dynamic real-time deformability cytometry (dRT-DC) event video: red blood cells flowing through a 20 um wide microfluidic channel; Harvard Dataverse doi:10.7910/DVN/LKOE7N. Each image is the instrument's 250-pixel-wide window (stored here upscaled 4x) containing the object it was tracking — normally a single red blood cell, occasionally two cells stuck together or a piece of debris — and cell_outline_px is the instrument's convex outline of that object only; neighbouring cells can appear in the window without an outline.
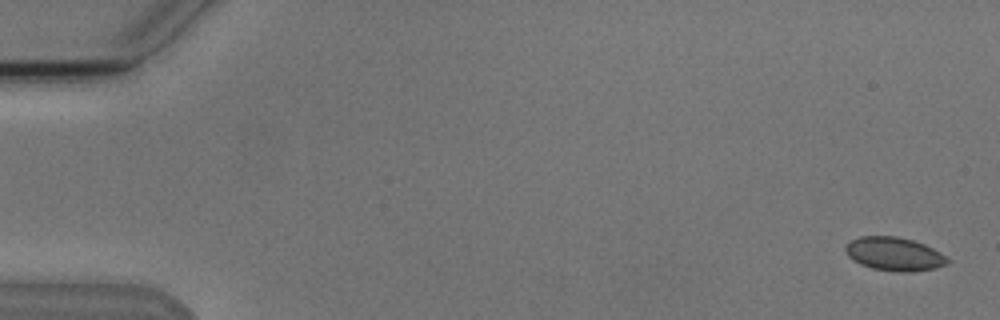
{"species": "Egyptian fruit bat (a non-hibernating species)", "species_latin": "Rousettus aegyptiacus", "temperature_condition": "cold", "stored_images_in_passage": 6, "camera_frame_rate_fps": 3000, "um_per_image_px": 0.085, "animal": {"sex": "male"}, "frame": {"image": 1, "passage_image": 1, "time_ms": 0.0, "image_size_px": [1000, 320], "cell_outline_px": [[952, 260], [948, 264], [936, 268], [912, 272], [900, 272], [872, 268], [860, 264], [852, 260], [848, 256], [844, 248], [852, 240], [860, 236], [896, 236], [912, 240], [924, 244], [940, 252]], "centroid_in_image_um": [76.04, 21.6], "position_along_channel_um": 9.0, "area_um2": 20.0}}
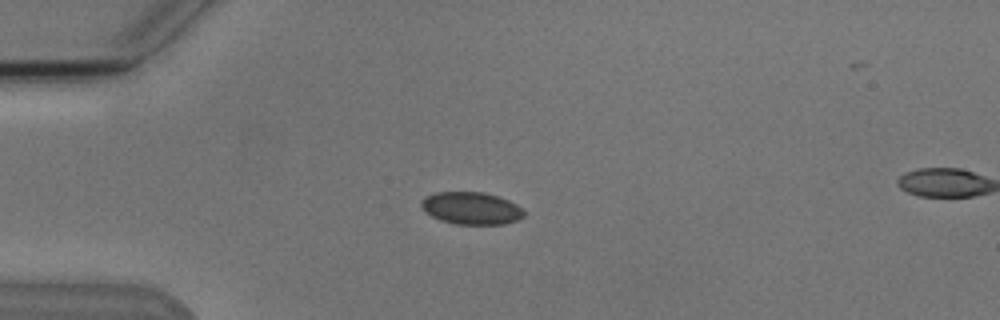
{"frame": {"image": 2, "passage_image": 4, "time_ms": 4.333, "image_size_px": [1000, 320], "cell_outline_px": [[528, 212], [524, 216], [516, 220], [504, 224], [456, 224], [440, 220], [424, 212], [420, 204], [420, 200], [424, 196], [436, 192], [484, 192], [508, 200], [516, 204]], "centroid_in_image_um": [40.04, 17.69], "position_along_channel_um": 45.0, "area_um2": 19.54}}